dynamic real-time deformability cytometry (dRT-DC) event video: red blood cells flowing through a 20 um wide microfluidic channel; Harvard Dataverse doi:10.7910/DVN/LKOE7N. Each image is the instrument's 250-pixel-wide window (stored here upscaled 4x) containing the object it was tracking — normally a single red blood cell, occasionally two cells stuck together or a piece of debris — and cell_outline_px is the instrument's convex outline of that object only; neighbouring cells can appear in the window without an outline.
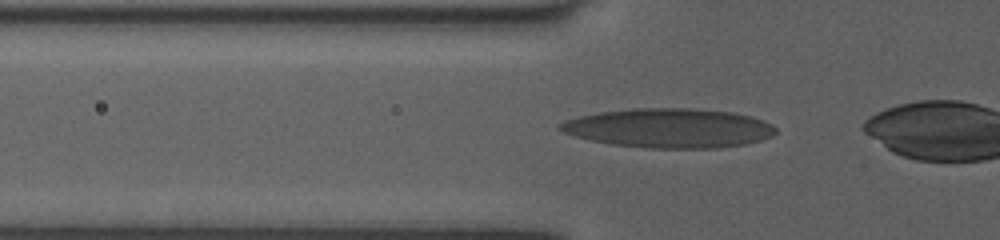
{"species": "human", "species_latin": "Homo sapiens", "temperature_condition": "room temperature", "stored_images_in_passage": 11, "camera_frame_rate_fps": 3000, "um_per_image_px": 0.085, "donor": {"sex": "female"}, "frame": {"image": 1, "passage_image": 5, "time_ms": 1.333, "image_size_px": [1000, 240], "cell_outline_px": [[776, 132], [772, 136], [760, 140], [744, 144], [716, 148], [648, 148], [612, 144], [592, 140], [576, 136], [564, 132], [556, 128], [556, 124], [564, 120], [580, 116], [600, 112], [632, 108], [692, 108], [732, 112], [752, 116], [772, 124], [776, 128]], "centroid_in_image_um": [56.86, 10.88], "position_along_channel_um": 68.9, "area_um2": 49.42}}
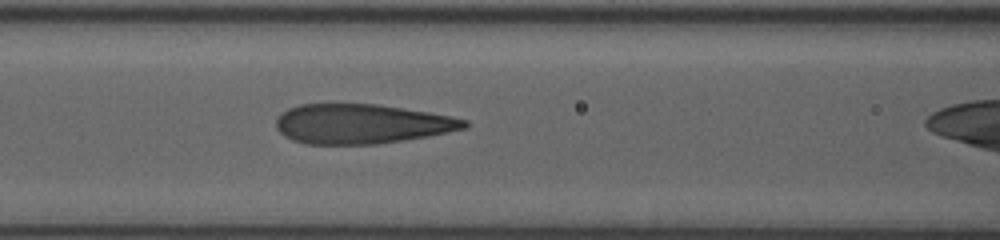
{"frame": {"image": 2, "passage_image": 10, "time_ms": 3.0, "image_size_px": [1000, 240], "cell_outline_px": [[468, 128], [428, 136], [404, 140], [376, 144], [308, 144], [292, 140], [284, 136], [276, 128], [276, 120], [288, 108], [300, 104], [376, 104], [428, 112], [452, 116], [468, 120]], "centroid_in_image_um": [30.75, 10.53], "position_along_channel_um": 135.9, "area_um2": 43.41}}